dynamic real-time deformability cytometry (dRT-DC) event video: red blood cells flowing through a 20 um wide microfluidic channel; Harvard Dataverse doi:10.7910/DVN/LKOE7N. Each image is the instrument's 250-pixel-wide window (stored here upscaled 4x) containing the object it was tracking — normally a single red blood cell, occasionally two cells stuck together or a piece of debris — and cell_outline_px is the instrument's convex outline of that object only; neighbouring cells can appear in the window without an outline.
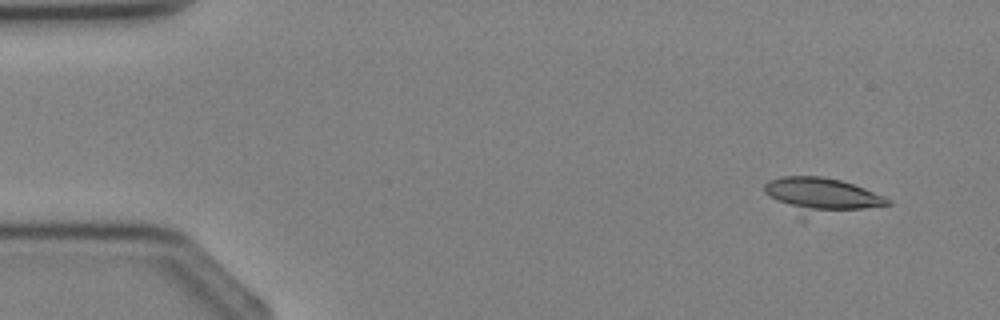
{"species": "Egyptian fruit bat (a non-hibernating species)", "species_latin": "Rousettus aegyptiacus", "temperature_condition": "cold", "stored_images_in_passage": 4, "segment_of_instrument_passage": [2, 2], "camera_frame_rate_fps": 3000, "um_per_image_px": 0.085, "animal": {"sex": "female"}, "frame": {"image": 1, "passage_image": 4, "time_ms": 3.333, "image_size_px": [1000, 320], "cell_outline_px": [[892, 204], [804, 224], [768, 196], [764, 192], [764, 184], [768, 180], [780, 176], [820, 176], [840, 180], [864, 188], [884, 196]], "centroid_in_image_um": [69.77, 16.76], "position_along_channel_um": 15.2, "area_um2": 27.8}}